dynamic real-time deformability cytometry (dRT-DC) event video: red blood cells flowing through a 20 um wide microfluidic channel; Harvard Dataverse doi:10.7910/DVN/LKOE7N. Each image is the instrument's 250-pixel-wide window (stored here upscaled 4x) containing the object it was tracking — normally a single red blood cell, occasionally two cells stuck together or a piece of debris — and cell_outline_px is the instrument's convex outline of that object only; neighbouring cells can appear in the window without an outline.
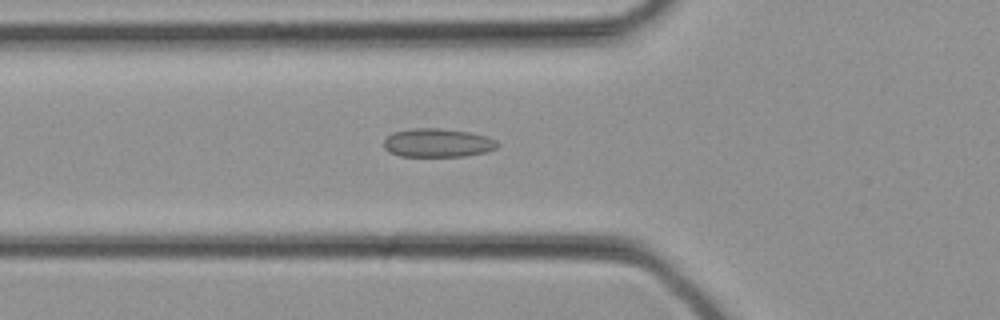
{"species": "common noctule bat (a hibernating species)", "species_latin": "Nyctalus noctula", "temperature_condition": "cold", "stored_images_in_passage": 33, "camera_frame_rate_fps": 3000, "um_per_image_px": 0.085, "animal": {"sex": "female", "body_mass_g": 21.9}, "frame": {"image": 1, "passage_image": 12, "time_ms": 3.667, "image_size_px": [1000, 320], "cell_outline_px": [[500, 144], [496, 148], [488, 152], [464, 156], [400, 156], [388, 152], [384, 148], [384, 140], [392, 132], [412, 128], [440, 128], [472, 132], [488, 136], [496, 140]], "centroid_in_image_um": [37.22, 12.13], "position_along_channel_um": 88.6, "area_um2": 19.25}}
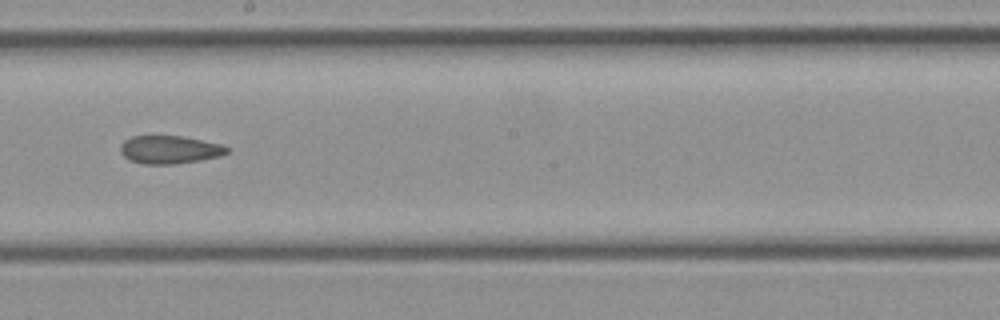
{"frame": {"image": 2, "passage_image": 19, "time_ms": 6.0, "image_size_px": [1000, 320], "cell_outline_px": [[232, 148], [228, 152], [220, 156], [200, 160], [172, 164], [144, 164], [132, 160], [124, 156], [120, 152], [120, 144], [124, 140], [132, 136], [184, 136], [220, 144]], "centroid_in_image_um": [14.43, 12.71], "position_along_channel_um": 233.8, "area_um2": 17.4}}
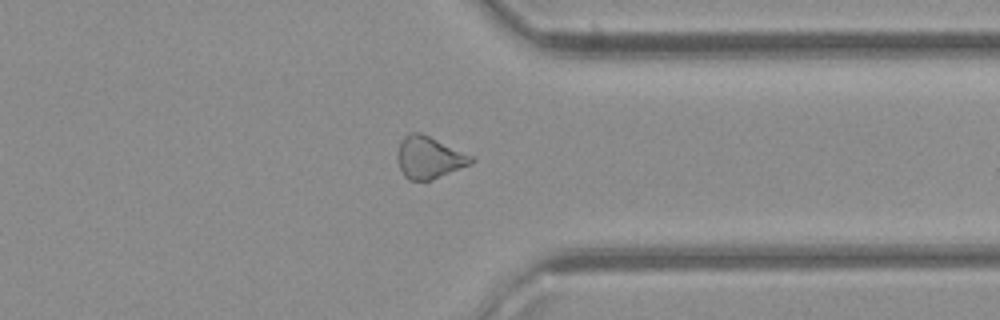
{"frame": {"image": 3, "passage_image": 26, "time_ms": 8.333, "image_size_px": [1000, 320], "cell_outline_px": [[476, 160], [472, 164], [432, 180], [408, 180], [404, 176], [396, 160], [396, 156], [400, 144], [404, 136], [412, 132], [420, 132], [472, 156]], "centroid_in_image_um": [36.46, 13.41], "position_along_channel_um": 374.9, "area_um2": 18.03}}